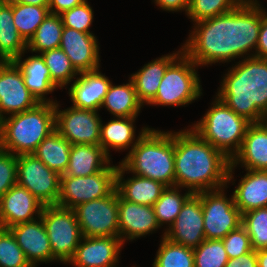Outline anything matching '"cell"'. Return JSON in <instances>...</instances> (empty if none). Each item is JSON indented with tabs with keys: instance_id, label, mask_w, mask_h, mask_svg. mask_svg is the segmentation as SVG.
<instances>
[{
	"instance_id": "836d02e7",
	"label": "cell",
	"mask_w": 267,
	"mask_h": 267,
	"mask_svg": "<svg viewBox=\"0 0 267 267\" xmlns=\"http://www.w3.org/2000/svg\"><path fill=\"white\" fill-rule=\"evenodd\" d=\"M12 13L17 31L28 42L50 12L48 6L12 3Z\"/></svg>"
},
{
	"instance_id": "f6af8a7d",
	"label": "cell",
	"mask_w": 267,
	"mask_h": 267,
	"mask_svg": "<svg viewBox=\"0 0 267 267\" xmlns=\"http://www.w3.org/2000/svg\"><path fill=\"white\" fill-rule=\"evenodd\" d=\"M225 267H258L256 251L252 249L244 255L229 259Z\"/></svg>"
},
{
	"instance_id": "ee69618b",
	"label": "cell",
	"mask_w": 267,
	"mask_h": 267,
	"mask_svg": "<svg viewBox=\"0 0 267 267\" xmlns=\"http://www.w3.org/2000/svg\"><path fill=\"white\" fill-rule=\"evenodd\" d=\"M265 10L261 5V26L254 56L267 59V12Z\"/></svg>"
},
{
	"instance_id": "4dcf8cb0",
	"label": "cell",
	"mask_w": 267,
	"mask_h": 267,
	"mask_svg": "<svg viewBox=\"0 0 267 267\" xmlns=\"http://www.w3.org/2000/svg\"><path fill=\"white\" fill-rule=\"evenodd\" d=\"M72 144L56 130L51 132L32 153L49 169L64 174L70 159Z\"/></svg>"
},
{
	"instance_id": "3957f363",
	"label": "cell",
	"mask_w": 267,
	"mask_h": 267,
	"mask_svg": "<svg viewBox=\"0 0 267 267\" xmlns=\"http://www.w3.org/2000/svg\"><path fill=\"white\" fill-rule=\"evenodd\" d=\"M217 97L237 115L258 123L267 113V59L239 60L222 77Z\"/></svg>"
},
{
	"instance_id": "cb8c5ba5",
	"label": "cell",
	"mask_w": 267,
	"mask_h": 267,
	"mask_svg": "<svg viewBox=\"0 0 267 267\" xmlns=\"http://www.w3.org/2000/svg\"><path fill=\"white\" fill-rule=\"evenodd\" d=\"M182 52L183 48L181 46L178 51L156 58L130 75L135 86L137 98L144 106L155 97L168 66Z\"/></svg>"
},
{
	"instance_id": "74e56055",
	"label": "cell",
	"mask_w": 267,
	"mask_h": 267,
	"mask_svg": "<svg viewBox=\"0 0 267 267\" xmlns=\"http://www.w3.org/2000/svg\"><path fill=\"white\" fill-rule=\"evenodd\" d=\"M244 0H190L187 17L198 22L228 13L237 8Z\"/></svg>"
},
{
	"instance_id": "9c48e42d",
	"label": "cell",
	"mask_w": 267,
	"mask_h": 267,
	"mask_svg": "<svg viewBox=\"0 0 267 267\" xmlns=\"http://www.w3.org/2000/svg\"><path fill=\"white\" fill-rule=\"evenodd\" d=\"M118 165L86 177L61 176L58 206L74 209L79 204L109 196L116 189Z\"/></svg>"
},
{
	"instance_id": "5bb4252c",
	"label": "cell",
	"mask_w": 267,
	"mask_h": 267,
	"mask_svg": "<svg viewBox=\"0 0 267 267\" xmlns=\"http://www.w3.org/2000/svg\"><path fill=\"white\" fill-rule=\"evenodd\" d=\"M38 103L17 65L13 61L0 62V119L30 110Z\"/></svg>"
},
{
	"instance_id": "7bdbcfd3",
	"label": "cell",
	"mask_w": 267,
	"mask_h": 267,
	"mask_svg": "<svg viewBox=\"0 0 267 267\" xmlns=\"http://www.w3.org/2000/svg\"><path fill=\"white\" fill-rule=\"evenodd\" d=\"M222 242L229 259L237 258L252 250L250 237L242 225L238 229L229 232L222 239Z\"/></svg>"
},
{
	"instance_id": "5b68a950",
	"label": "cell",
	"mask_w": 267,
	"mask_h": 267,
	"mask_svg": "<svg viewBox=\"0 0 267 267\" xmlns=\"http://www.w3.org/2000/svg\"><path fill=\"white\" fill-rule=\"evenodd\" d=\"M55 130V104L38 103L34 108L1 120L0 149L15 155L32 154Z\"/></svg>"
},
{
	"instance_id": "ac0fdd59",
	"label": "cell",
	"mask_w": 267,
	"mask_h": 267,
	"mask_svg": "<svg viewBox=\"0 0 267 267\" xmlns=\"http://www.w3.org/2000/svg\"><path fill=\"white\" fill-rule=\"evenodd\" d=\"M118 224L119 238L124 244L139 237H146L161 228L152 206L130 202L123 199L119 194Z\"/></svg>"
},
{
	"instance_id": "d590c367",
	"label": "cell",
	"mask_w": 267,
	"mask_h": 267,
	"mask_svg": "<svg viewBox=\"0 0 267 267\" xmlns=\"http://www.w3.org/2000/svg\"><path fill=\"white\" fill-rule=\"evenodd\" d=\"M152 267H194L193 249L162 237Z\"/></svg>"
},
{
	"instance_id": "ba28073f",
	"label": "cell",
	"mask_w": 267,
	"mask_h": 267,
	"mask_svg": "<svg viewBox=\"0 0 267 267\" xmlns=\"http://www.w3.org/2000/svg\"><path fill=\"white\" fill-rule=\"evenodd\" d=\"M40 217L48 234L53 257L66 265L83 237L75 211L58 205H46Z\"/></svg>"
},
{
	"instance_id": "484cf974",
	"label": "cell",
	"mask_w": 267,
	"mask_h": 267,
	"mask_svg": "<svg viewBox=\"0 0 267 267\" xmlns=\"http://www.w3.org/2000/svg\"><path fill=\"white\" fill-rule=\"evenodd\" d=\"M137 117H113L106 124L101 123L100 146L110 157V149L116 151L127 150L129 152L136 145L141 136L149 129L142 127L139 135L136 136L135 121ZM135 126V127H134Z\"/></svg>"
},
{
	"instance_id": "d4e9b609",
	"label": "cell",
	"mask_w": 267,
	"mask_h": 267,
	"mask_svg": "<svg viewBox=\"0 0 267 267\" xmlns=\"http://www.w3.org/2000/svg\"><path fill=\"white\" fill-rule=\"evenodd\" d=\"M125 168L119 163L116 172V190L125 200L152 206L166 188L162 183L135 174L125 180Z\"/></svg>"
},
{
	"instance_id": "816d5d0a",
	"label": "cell",
	"mask_w": 267,
	"mask_h": 267,
	"mask_svg": "<svg viewBox=\"0 0 267 267\" xmlns=\"http://www.w3.org/2000/svg\"><path fill=\"white\" fill-rule=\"evenodd\" d=\"M0 139H1V119H0Z\"/></svg>"
},
{
	"instance_id": "e0dca14e",
	"label": "cell",
	"mask_w": 267,
	"mask_h": 267,
	"mask_svg": "<svg viewBox=\"0 0 267 267\" xmlns=\"http://www.w3.org/2000/svg\"><path fill=\"white\" fill-rule=\"evenodd\" d=\"M43 207L44 204L26 188L15 184L0 198V227L9 229L34 221L41 216Z\"/></svg>"
},
{
	"instance_id": "d6986e66",
	"label": "cell",
	"mask_w": 267,
	"mask_h": 267,
	"mask_svg": "<svg viewBox=\"0 0 267 267\" xmlns=\"http://www.w3.org/2000/svg\"><path fill=\"white\" fill-rule=\"evenodd\" d=\"M237 165L245 170L267 171V130L260 122L249 125L239 152L231 160L227 185L231 182L234 185L233 174Z\"/></svg>"
},
{
	"instance_id": "b9f144b4",
	"label": "cell",
	"mask_w": 267,
	"mask_h": 267,
	"mask_svg": "<svg viewBox=\"0 0 267 267\" xmlns=\"http://www.w3.org/2000/svg\"><path fill=\"white\" fill-rule=\"evenodd\" d=\"M17 184V155L0 149V198Z\"/></svg>"
},
{
	"instance_id": "8992f818",
	"label": "cell",
	"mask_w": 267,
	"mask_h": 267,
	"mask_svg": "<svg viewBox=\"0 0 267 267\" xmlns=\"http://www.w3.org/2000/svg\"><path fill=\"white\" fill-rule=\"evenodd\" d=\"M211 103L201 120L190 127L202 139L232 160L239 152L251 122L237 115L217 96Z\"/></svg>"
},
{
	"instance_id": "60d3db41",
	"label": "cell",
	"mask_w": 267,
	"mask_h": 267,
	"mask_svg": "<svg viewBox=\"0 0 267 267\" xmlns=\"http://www.w3.org/2000/svg\"><path fill=\"white\" fill-rule=\"evenodd\" d=\"M60 16L64 27L75 29L83 33L94 34L92 31L90 32V27L94 20V11L88 0L70 10L64 11Z\"/></svg>"
},
{
	"instance_id": "277c9868",
	"label": "cell",
	"mask_w": 267,
	"mask_h": 267,
	"mask_svg": "<svg viewBox=\"0 0 267 267\" xmlns=\"http://www.w3.org/2000/svg\"><path fill=\"white\" fill-rule=\"evenodd\" d=\"M119 163L126 174L175 186L174 131L149 128Z\"/></svg>"
},
{
	"instance_id": "4fadbf2b",
	"label": "cell",
	"mask_w": 267,
	"mask_h": 267,
	"mask_svg": "<svg viewBox=\"0 0 267 267\" xmlns=\"http://www.w3.org/2000/svg\"><path fill=\"white\" fill-rule=\"evenodd\" d=\"M55 103V130L72 145H100L101 119L99 111L80 109L73 106L59 110Z\"/></svg>"
},
{
	"instance_id": "681fc988",
	"label": "cell",
	"mask_w": 267,
	"mask_h": 267,
	"mask_svg": "<svg viewBox=\"0 0 267 267\" xmlns=\"http://www.w3.org/2000/svg\"><path fill=\"white\" fill-rule=\"evenodd\" d=\"M258 267H267V249L256 250Z\"/></svg>"
},
{
	"instance_id": "7c38bea8",
	"label": "cell",
	"mask_w": 267,
	"mask_h": 267,
	"mask_svg": "<svg viewBox=\"0 0 267 267\" xmlns=\"http://www.w3.org/2000/svg\"><path fill=\"white\" fill-rule=\"evenodd\" d=\"M61 175L49 169L34 154L17 155V184L26 188L40 202L57 205Z\"/></svg>"
},
{
	"instance_id": "7a4b0ae2",
	"label": "cell",
	"mask_w": 267,
	"mask_h": 267,
	"mask_svg": "<svg viewBox=\"0 0 267 267\" xmlns=\"http://www.w3.org/2000/svg\"><path fill=\"white\" fill-rule=\"evenodd\" d=\"M175 186L192 194L227 185L231 160L192 128L174 132Z\"/></svg>"
},
{
	"instance_id": "1f68e13d",
	"label": "cell",
	"mask_w": 267,
	"mask_h": 267,
	"mask_svg": "<svg viewBox=\"0 0 267 267\" xmlns=\"http://www.w3.org/2000/svg\"><path fill=\"white\" fill-rule=\"evenodd\" d=\"M64 29L60 15L49 13L27 42V50L41 54L59 48Z\"/></svg>"
},
{
	"instance_id": "8d00e7d4",
	"label": "cell",
	"mask_w": 267,
	"mask_h": 267,
	"mask_svg": "<svg viewBox=\"0 0 267 267\" xmlns=\"http://www.w3.org/2000/svg\"><path fill=\"white\" fill-rule=\"evenodd\" d=\"M242 226L250 237L253 250L267 249V207L243 213Z\"/></svg>"
},
{
	"instance_id": "8fae6325",
	"label": "cell",
	"mask_w": 267,
	"mask_h": 267,
	"mask_svg": "<svg viewBox=\"0 0 267 267\" xmlns=\"http://www.w3.org/2000/svg\"><path fill=\"white\" fill-rule=\"evenodd\" d=\"M83 237H119L118 192L79 204L74 209Z\"/></svg>"
},
{
	"instance_id": "44dd1931",
	"label": "cell",
	"mask_w": 267,
	"mask_h": 267,
	"mask_svg": "<svg viewBox=\"0 0 267 267\" xmlns=\"http://www.w3.org/2000/svg\"><path fill=\"white\" fill-rule=\"evenodd\" d=\"M27 260L33 267L41 263L58 262L52 248L42 218L20 223L9 228Z\"/></svg>"
},
{
	"instance_id": "9a60e30c",
	"label": "cell",
	"mask_w": 267,
	"mask_h": 267,
	"mask_svg": "<svg viewBox=\"0 0 267 267\" xmlns=\"http://www.w3.org/2000/svg\"><path fill=\"white\" fill-rule=\"evenodd\" d=\"M162 237L195 249L205 238L201 199L192 194L182 205L175 221L165 228Z\"/></svg>"
},
{
	"instance_id": "2e32d148",
	"label": "cell",
	"mask_w": 267,
	"mask_h": 267,
	"mask_svg": "<svg viewBox=\"0 0 267 267\" xmlns=\"http://www.w3.org/2000/svg\"><path fill=\"white\" fill-rule=\"evenodd\" d=\"M123 246L119 237H82L67 264L75 267H117Z\"/></svg>"
},
{
	"instance_id": "f907efd6",
	"label": "cell",
	"mask_w": 267,
	"mask_h": 267,
	"mask_svg": "<svg viewBox=\"0 0 267 267\" xmlns=\"http://www.w3.org/2000/svg\"><path fill=\"white\" fill-rule=\"evenodd\" d=\"M260 123L267 130V113L263 114V116L261 117Z\"/></svg>"
},
{
	"instance_id": "f1b7e54d",
	"label": "cell",
	"mask_w": 267,
	"mask_h": 267,
	"mask_svg": "<svg viewBox=\"0 0 267 267\" xmlns=\"http://www.w3.org/2000/svg\"><path fill=\"white\" fill-rule=\"evenodd\" d=\"M27 51V42L13 21L12 2L0 0V62L14 61Z\"/></svg>"
},
{
	"instance_id": "ffe728a7",
	"label": "cell",
	"mask_w": 267,
	"mask_h": 267,
	"mask_svg": "<svg viewBox=\"0 0 267 267\" xmlns=\"http://www.w3.org/2000/svg\"><path fill=\"white\" fill-rule=\"evenodd\" d=\"M98 43L94 34L64 27L59 48L68 56L74 68L81 73L100 69Z\"/></svg>"
},
{
	"instance_id": "83f0119b",
	"label": "cell",
	"mask_w": 267,
	"mask_h": 267,
	"mask_svg": "<svg viewBox=\"0 0 267 267\" xmlns=\"http://www.w3.org/2000/svg\"><path fill=\"white\" fill-rule=\"evenodd\" d=\"M245 171L233 191L234 203L242 214L267 207V171Z\"/></svg>"
},
{
	"instance_id": "7dc6e473",
	"label": "cell",
	"mask_w": 267,
	"mask_h": 267,
	"mask_svg": "<svg viewBox=\"0 0 267 267\" xmlns=\"http://www.w3.org/2000/svg\"><path fill=\"white\" fill-rule=\"evenodd\" d=\"M86 0H49V12L60 15L66 10L82 4Z\"/></svg>"
},
{
	"instance_id": "6da1fadb",
	"label": "cell",
	"mask_w": 267,
	"mask_h": 267,
	"mask_svg": "<svg viewBox=\"0 0 267 267\" xmlns=\"http://www.w3.org/2000/svg\"><path fill=\"white\" fill-rule=\"evenodd\" d=\"M259 3L244 0L228 13L193 23L183 52L199 67L254 56L261 26Z\"/></svg>"
},
{
	"instance_id": "bcb514c9",
	"label": "cell",
	"mask_w": 267,
	"mask_h": 267,
	"mask_svg": "<svg viewBox=\"0 0 267 267\" xmlns=\"http://www.w3.org/2000/svg\"><path fill=\"white\" fill-rule=\"evenodd\" d=\"M159 8L169 12H182L187 14L190 0H153Z\"/></svg>"
},
{
	"instance_id": "f35d334b",
	"label": "cell",
	"mask_w": 267,
	"mask_h": 267,
	"mask_svg": "<svg viewBox=\"0 0 267 267\" xmlns=\"http://www.w3.org/2000/svg\"><path fill=\"white\" fill-rule=\"evenodd\" d=\"M194 267H225L229 258L222 240L205 239L195 249Z\"/></svg>"
},
{
	"instance_id": "4316f807",
	"label": "cell",
	"mask_w": 267,
	"mask_h": 267,
	"mask_svg": "<svg viewBox=\"0 0 267 267\" xmlns=\"http://www.w3.org/2000/svg\"><path fill=\"white\" fill-rule=\"evenodd\" d=\"M100 145L74 144L70 149L68 167L61 176L86 177L94 175L111 164V160Z\"/></svg>"
},
{
	"instance_id": "603a6c76",
	"label": "cell",
	"mask_w": 267,
	"mask_h": 267,
	"mask_svg": "<svg viewBox=\"0 0 267 267\" xmlns=\"http://www.w3.org/2000/svg\"><path fill=\"white\" fill-rule=\"evenodd\" d=\"M26 52L18 56L13 62L21 70L27 89L39 103L55 104L57 100L50 99V97L47 98L46 95L54 92L58 87L52 82L44 59L40 54L31 55L23 59L22 57Z\"/></svg>"
},
{
	"instance_id": "30bf717a",
	"label": "cell",
	"mask_w": 267,
	"mask_h": 267,
	"mask_svg": "<svg viewBox=\"0 0 267 267\" xmlns=\"http://www.w3.org/2000/svg\"><path fill=\"white\" fill-rule=\"evenodd\" d=\"M225 188L228 186L196 194L201 199L206 239L222 240L242 225V213L234 203L233 194L227 197Z\"/></svg>"
},
{
	"instance_id": "52a82bcc",
	"label": "cell",
	"mask_w": 267,
	"mask_h": 267,
	"mask_svg": "<svg viewBox=\"0 0 267 267\" xmlns=\"http://www.w3.org/2000/svg\"><path fill=\"white\" fill-rule=\"evenodd\" d=\"M198 67L182 52L167 68L157 94L147 104L152 106L186 107L203 94Z\"/></svg>"
},
{
	"instance_id": "e575fe53",
	"label": "cell",
	"mask_w": 267,
	"mask_h": 267,
	"mask_svg": "<svg viewBox=\"0 0 267 267\" xmlns=\"http://www.w3.org/2000/svg\"><path fill=\"white\" fill-rule=\"evenodd\" d=\"M49 69L52 82L58 87L68 86L80 74L72 65L61 48L45 51L40 54ZM71 82V83H70Z\"/></svg>"
},
{
	"instance_id": "d6a6232c",
	"label": "cell",
	"mask_w": 267,
	"mask_h": 267,
	"mask_svg": "<svg viewBox=\"0 0 267 267\" xmlns=\"http://www.w3.org/2000/svg\"><path fill=\"white\" fill-rule=\"evenodd\" d=\"M181 189L178 186L166 187L154 203L153 208L160 227L166 224V228H169L179 215L182 205L192 195L188 190L182 194Z\"/></svg>"
},
{
	"instance_id": "7402d4cb",
	"label": "cell",
	"mask_w": 267,
	"mask_h": 267,
	"mask_svg": "<svg viewBox=\"0 0 267 267\" xmlns=\"http://www.w3.org/2000/svg\"><path fill=\"white\" fill-rule=\"evenodd\" d=\"M111 83L109 78L98 69L81 72L70 88H66L73 107L99 111Z\"/></svg>"
},
{
	"instance_id": "f546056e",
	"label": "cell",
	"mask_w": 267,
	"mask_h": 267,
	"mask_svg": "<svg viewBox=\"0 0 267 267\" xmlns=\"http://www.w3.org/2000/svg\"><path fill=\"white\" fill-rule=\"evenodd\" d=\"M122 85L110 84L101 108L107 109L113 117H138L144 105L138 100L133 81Z\"/></svg>"
},
{
	"instance_id": "ab89813d",
	"label": "cell",
	"mask_w": 267,
	"mask_h": 267,
	"mask_svg": "<svg viewBox=\"0 0 267 267\" xmlns=\"http://www.w3.org/2000/svg\"><path fill=\"white\" fill-rule=\"evenodd\" d=\"M0 267H33L10 229L0 227Z\"/></svg>"
},
{
	"instance_id": "c3c4849f",
	"label": "cell",
	"mask_w": 267,
	"mask_h": 267,
	"mask_svg": "<svg viewBox=\"0 0 267 267\" xmlns=\"http://www.w3.org/2000/svg\"><path fill=\"white\" fill-rule=\"evenodd\" d=\"M12 3L30 4L35 6H48L49 0H6Z\"/></svg>"
}]
</instances>
